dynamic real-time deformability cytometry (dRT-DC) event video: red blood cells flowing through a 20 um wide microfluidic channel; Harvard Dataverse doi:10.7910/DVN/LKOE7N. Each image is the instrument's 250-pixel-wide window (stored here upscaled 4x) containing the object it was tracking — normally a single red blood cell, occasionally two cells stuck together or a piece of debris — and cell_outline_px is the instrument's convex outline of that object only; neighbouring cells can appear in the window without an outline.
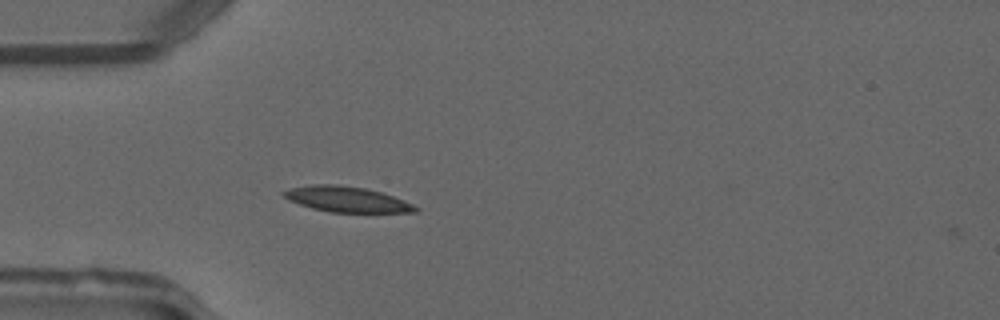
{"species": "common noctule bat (a hibernating species)", "species_latin": "Nyctalus noctula", "temperature_condition": "warm", "stored_images_in_passage": 2, "camera_frame_rate_fps": 3000, "um_per_image_px": 0.085, "animal": {"sex": "male", "forearm_length_mm": 52.5}, "frame": {"image": 1, "passage_image": 1, "time_ms": 0.0, "image_size_px": [1000, 320], "cell_outline_px": [[420, 208], [416, 212], [328, 212], [312, 208], [288, 200], [280, 192], [288, 188], [312, 184], [336, 184], [364, 188], [380, 192], [404, 200]], "centroid_in_image_um": [29.43, 16.93], "position_along_channel_um": 55.6, "area_um2": 19.54}}